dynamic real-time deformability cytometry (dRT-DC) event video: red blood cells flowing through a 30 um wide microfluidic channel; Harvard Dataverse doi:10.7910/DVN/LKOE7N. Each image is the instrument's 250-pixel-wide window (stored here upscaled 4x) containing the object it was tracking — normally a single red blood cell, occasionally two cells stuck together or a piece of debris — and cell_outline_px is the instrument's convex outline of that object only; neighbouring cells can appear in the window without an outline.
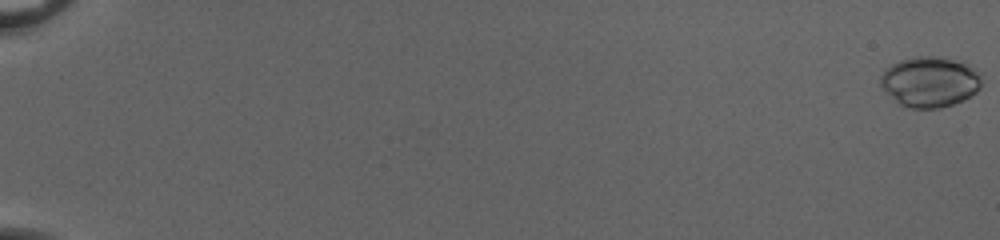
{"species": "common noctule bat (a hibernating species)", "species_latin": "Nyctalus noctula", "temperature_condition": "cold", "stored_images_in_passage": 54, "camera_frame_rate_fps": 3000, "um_per_image_px": 0.085, "animal": {"sex": "female", "body_mass_g": 20.0, "forearm_length_mm": 54.0}, "frame": {"image": 1, "passage_image": 1, "time_ms": 0.0, "image_size_px": [1000, 240], "cell_outline_px": [[980, 88], [976, 92], [964, 100], [940, 108], [908, 108], [900, 104], [880, 84], [880, 76], [884, 68], [900, 60], [916, 56], [940, 56], [964, 60], [980, 72]], "centroid_in_image_um": [79.07, 6.92], "position_along_channel_um": 5.9, "area_um2": 30.06}}
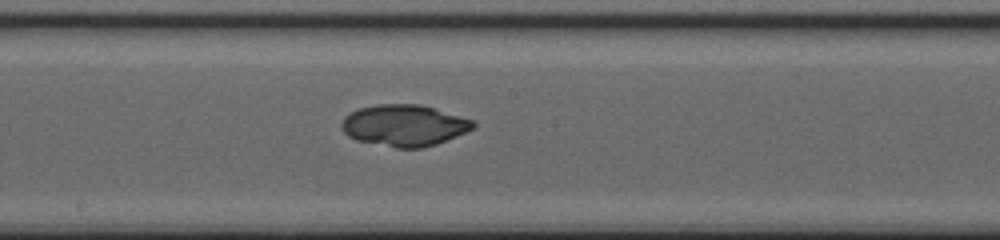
{"frame": {"image": 2, "passage_image": 33, "time_ms": 10.667, "image_size_px": [1000, 240], "cell_outline_px": [[476, 124], [472, 128], [456, 136], [436, 144], [420, 148], [396, 148], [356, 140], [348, 136], [344, 132], [340, 124], [344, 116], [360, 108], [376, 104], [420, 104], [472, 120]], "centroid_in_image_um": [34.31, 10.66], "position_along_channel_um": 213.9, "area_um2": 31.5}}
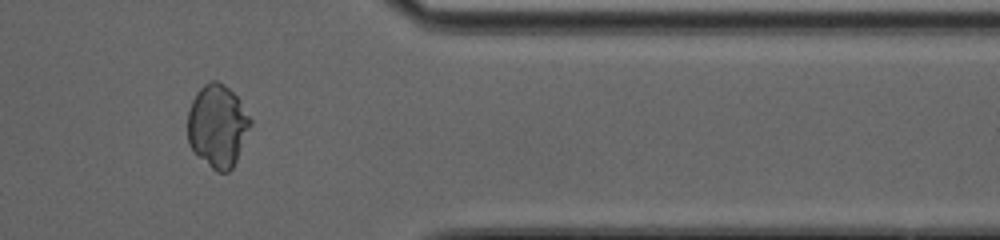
{"frame": {"image": 3, "passage_image": 47, "time_ms": 15.333, "image_size_px": [1000, 240], "cell_outline_px": [[252, 124], [236, 160], [232, 168], [228, 172], [216, 172], [188, 144], [188, 112], [192, 100], [196, 92], [204, 84], [212, 80], [216, 80], [224, 84], [240, 100], [252, 120]], "centroid_in_image_um": [18.5, 10.68], "position_along_channel_um": 392.9, "area_um2": 30.06}}